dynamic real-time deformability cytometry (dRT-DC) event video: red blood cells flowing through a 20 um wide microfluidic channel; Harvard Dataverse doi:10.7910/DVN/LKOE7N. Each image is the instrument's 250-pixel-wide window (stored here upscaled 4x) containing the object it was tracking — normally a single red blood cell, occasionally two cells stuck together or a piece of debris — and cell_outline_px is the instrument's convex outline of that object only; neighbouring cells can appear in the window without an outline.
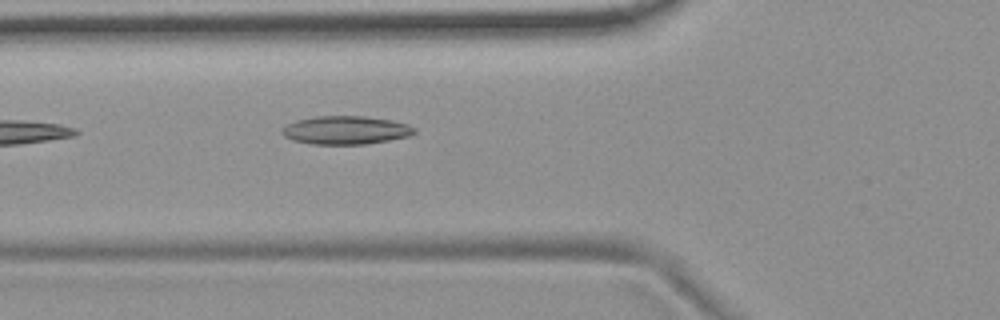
{"species": "common noctule bat (a hibernating species)", "species_latin": "Nyctalus noctula", "temperature_condition": "room temperature", "stored_images_in_passage": 2, "camera_frame_rate_fps": 3000, "um_per_image_px": 0.085, "animal": {"sex": "female", "body_mass_g": 19.9}, "frame": {"image": 1, "passage_image": 2, "time_ms": 1.333, "image_size_px": [1000, 320], "cell_outline_px": [[416, 132], [408, 136], [388, 140], [364, 144], [312, 144], [292, 140], [284, 136], [280, 132], [288, 124], [296, 120], [316, 116], [364, 116], [392, 120], [408, 124], [416, 128]], "centroid_in_image_um": [29.39, 11.06], "position_along_channel_um": 96.4, "area_um2": 21.79}}